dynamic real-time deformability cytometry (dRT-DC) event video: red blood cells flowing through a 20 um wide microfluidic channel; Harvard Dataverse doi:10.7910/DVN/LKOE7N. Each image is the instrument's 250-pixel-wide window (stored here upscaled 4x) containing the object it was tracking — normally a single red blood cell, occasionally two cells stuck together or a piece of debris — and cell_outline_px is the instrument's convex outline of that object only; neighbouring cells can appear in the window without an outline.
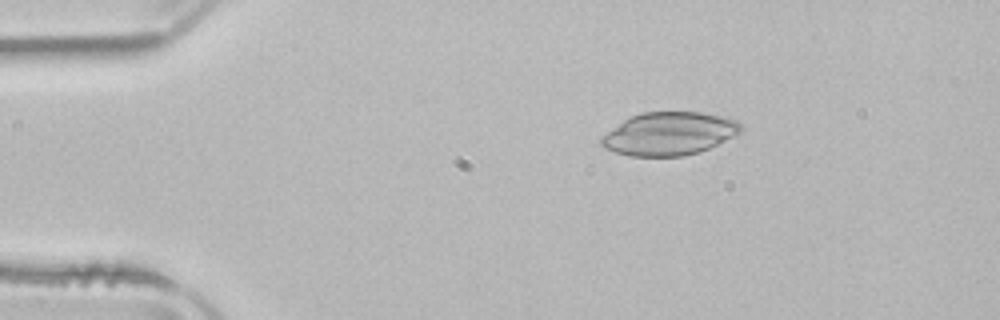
{"species": "common noctule bat (a hibernating species)", "species_latin": "Nyctalus noctula", "temperature_condition": "room temperature", "stored_images_in_passage": 3, "camera_frame_rate_fps": 3000, "um_per_image_px": 0.085, "animal": {"sex": "male", "body_mass_g": 21.5, "forearm_length_mm": 52.0}, "frame": {"image": 1, "passage_image": 2, "time_ms": 1.333, "image_size_px": [1000, 320], "cell_outline_px": [[744, 128], [740, 132], [700, 152], [684, 156], [628, 156], [604, 148], [600, 144], [600, 136], [624, 120], [632, 116], [644, 112], [700, 112], [728, 116], [736, 120]], "centroid_in_image_um": [56.87, 11.36], "position_along_channel_um": 28.1, "area_um2": 35.03}}